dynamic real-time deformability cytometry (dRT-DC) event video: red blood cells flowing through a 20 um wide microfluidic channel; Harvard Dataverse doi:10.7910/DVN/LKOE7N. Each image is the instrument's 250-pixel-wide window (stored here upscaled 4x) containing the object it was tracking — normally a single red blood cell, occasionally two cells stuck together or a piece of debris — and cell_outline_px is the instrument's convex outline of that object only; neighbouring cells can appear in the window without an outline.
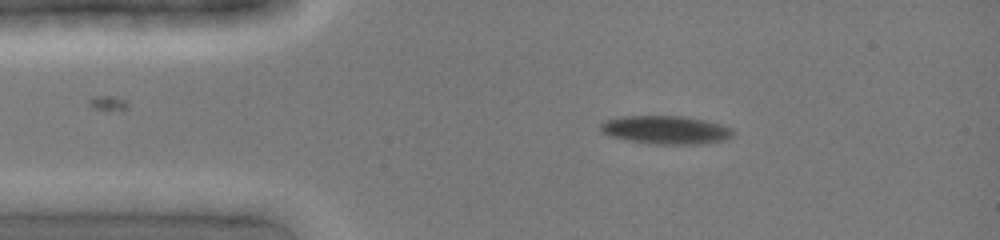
{"species": "common noctule bat (a hibernating species)", "species_latin": "Nyctalus noctula", "temperature_condition": "cold", "stored_images_in_passage": 3, "camera_frame_rate_fps": 3000, "um_per_image_px": 0.085, "animal": {"sex": "female", "body_mass_g": 19.0, "forearm_length_mm": 51.5}, "frame": {"image": 1, "passage_image": 1, "time_ms": 0.0, "image_size_px": [1000, 240], "cell_outline_px": [[736, 132], [728, 140], [708, 144], [648, 144], [608, 136], [600, 132], [600, 124], [604, 120], [620, 116], [684, 116], [704, 120], [720, 124], [732, 128]], "centroid_in_image_um": [56.6, 11.05], "position_along_channel_um": 28.4, "area_um2": 22.37}}